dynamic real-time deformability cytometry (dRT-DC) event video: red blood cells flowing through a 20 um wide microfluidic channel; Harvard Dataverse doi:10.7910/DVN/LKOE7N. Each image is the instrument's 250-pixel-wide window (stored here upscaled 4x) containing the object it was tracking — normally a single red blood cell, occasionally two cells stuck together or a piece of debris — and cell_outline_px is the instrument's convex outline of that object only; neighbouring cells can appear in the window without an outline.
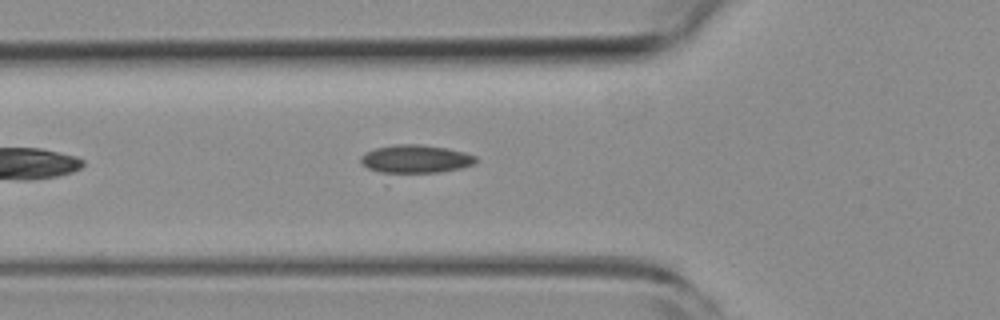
{"species": "common noctule bat (a hibernating species)", "species_latin": "Nyctalus noctula", "temperature_condition": "room temperature", "stored_images_in_passage": 40, "camera_frame_rate_fps": 3000, "um_per_image_px": 0.085, "animal": {"sex": "female", "body_mass_g": 19.3, "forearm_length_mm": 54.1}, "frame": {"image": 1, "passage_image": 6, "time_ms": 1.667, "image_size_px": [1000, 320], "cell_outline_px": [[476, 160], [472, 164], [460, 168], [440, 172], [380, 172], [368, 168], [360, 160], [360, 156], [364, 152], [376, 148], [396, 144], [420, 144], [448, 148], [464, 152], [476, 156]], "centroid_in_image_um": [35.31, 13.49], "position_along_channel_um": 90.5, "area_um2": 18.67}}
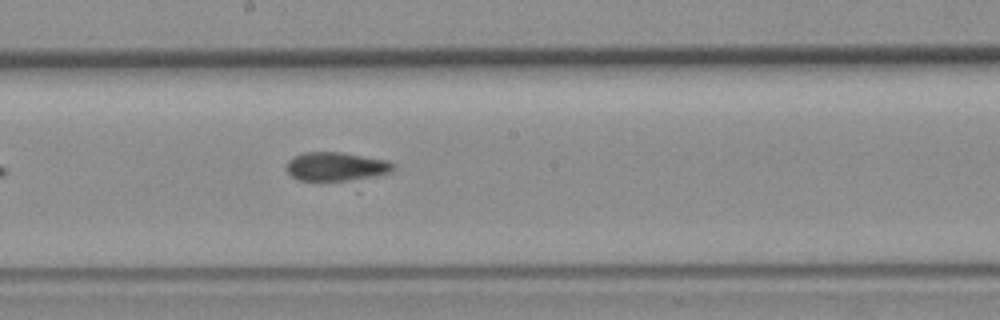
{"frame": {"image": 2, "passage_image": 16, "time_ms": 5.0, "image_size_px": [1000, 320], "cell_outline_px": [[396, 164], [392, 172], [360, 192], [356, 192], [296, 180], [284, 168], [284, 164], [288, 160], [304, 152], [344, 152], [388, 160]], "centroid_in_image_um": [28.8, 14.43], "position_along_channel_um": 219.4, "area_um2": 22.6}}
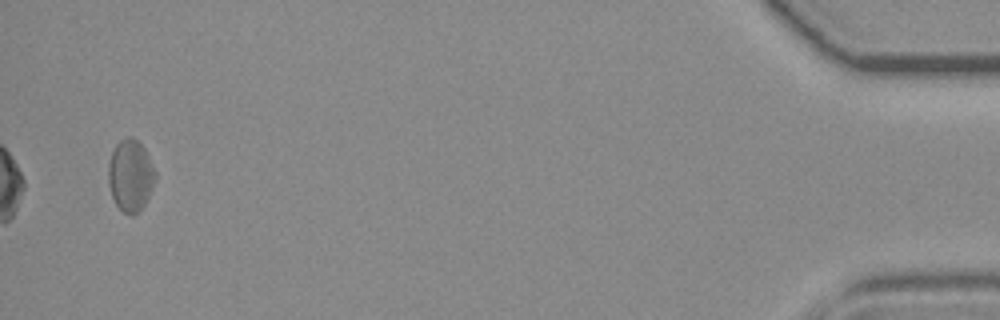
{"frame": {"image": 3, "passage_image": 39, "time_ms": 12.667, "image_size_px": [1000, 320], "cell_outline_px": [[156, 180], [144, 204], [132, 216], [128, 216], [116, 204], [112, 196], [108, 184], [108, 164], [112, 152], [116, 144], [120, 140], [128, 136], [132, 136], [144, 148], [156, 172]], "centroid_in_image_um": [11.08, 14.9], "position_along_channel_um": 424.1, "area_um2": 19.54}}